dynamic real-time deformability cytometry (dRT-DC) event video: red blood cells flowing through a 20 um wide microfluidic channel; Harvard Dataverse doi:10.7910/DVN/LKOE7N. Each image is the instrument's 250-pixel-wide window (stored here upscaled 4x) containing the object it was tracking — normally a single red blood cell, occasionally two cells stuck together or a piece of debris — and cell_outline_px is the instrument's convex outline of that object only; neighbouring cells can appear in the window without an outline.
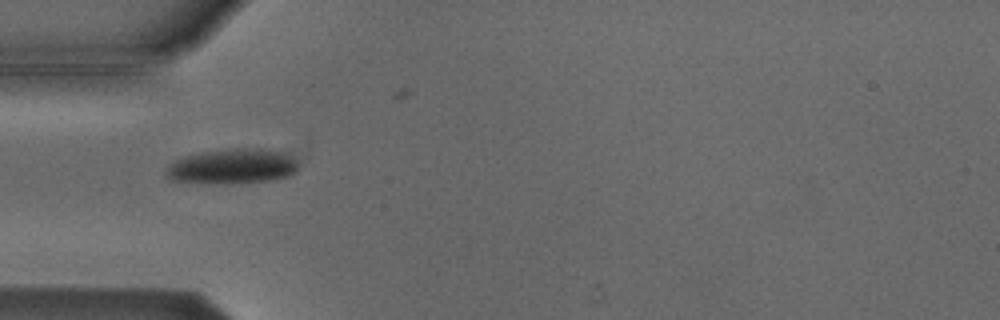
{"species": "Egyptian fruit bat (a non-hibernating species)", "species_latin": "Rousettus aegyptiacus", "temperature_condition": "cold", "stored_images_in_passage": 4, "camera_frame_rate_fps": 3000, "um_per_image_px": 0.085, "animal": {"sex": "male"}, "frame": {"image": 1, "passage_image": 1, "time_ms": 0.0, "image_size_px": [1000, 320], "cell_outline_px": [[296, 172], [288, 176], [268, 180], [224, 184], [216, 184], [172, 180], [164, 176], [164, 172], [172, 160], [184, 156], [204, 152], [236, 148], [260, 148], [280, 152], [296, 160]], "centroid_in_image_um": [19.67, 14.15], "position_along_channel_um": 65.3, "area_um2": 26.82}}
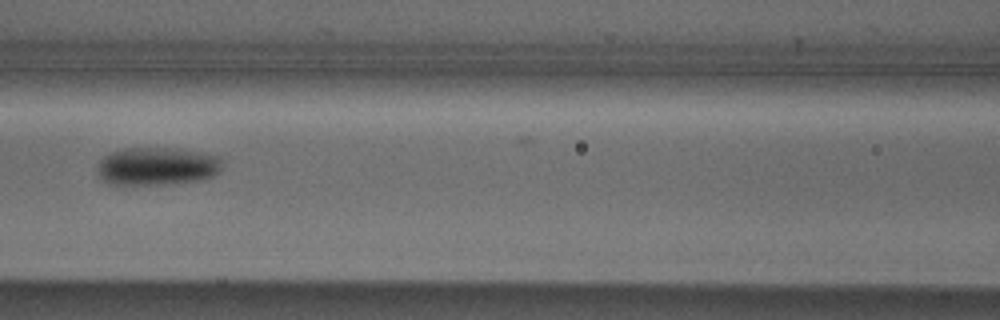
{"frame": {"image": 2, "passage_image": 3, "time_ms": 2.333, "image_size_px": [1000, 320], "cell_outline_px": [[220, 168], [212, 176], [200, 180], [172, 184], [108, 184], [100, 180], [96, 172], [96, 164], [104, 156], [112, 152], [124, 148], [176, 148], [220, 156]], "centroid_in_image_um": [13.27, 14.13], "position_along_channel_um": 153.3, "area_um2": 27.8}}